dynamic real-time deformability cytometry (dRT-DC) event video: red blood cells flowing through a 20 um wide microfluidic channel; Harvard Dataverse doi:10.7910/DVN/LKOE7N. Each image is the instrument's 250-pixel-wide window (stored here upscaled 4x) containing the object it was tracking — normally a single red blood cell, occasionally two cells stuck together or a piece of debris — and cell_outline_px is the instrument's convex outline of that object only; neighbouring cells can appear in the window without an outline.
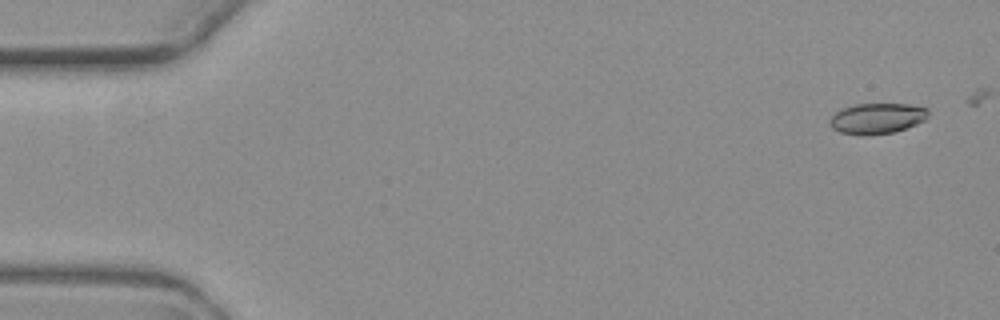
{"species": "common noctule bat (a hibernating species)", "species_latin": "Nyctalus noctula", "temperature_condition": "warm", "stored_images_in_passage": 7, "camera_frame_rate_fps": 3000, "um_per_image_px": 0.085, "animal": {"sex": "female", "body_mass_g": 19.3, "forearm_length_mm": 54.1}, "frame": {"image": 1, "passage_image": 1, "time_ms": 0.0, "image_size_px": [1000, 320], "cell_outline_px": [[928, 116], [924, 120], [916, 124], [892, 132], [860, 136], [840, 132], [832, 128], [828, 124], [828, 120], [840, 108], [852, 104], [908, 104], [928, 108]], "centroid_in_image_um": [74.49, 10.06], "position_along_channel_um": 10.5, "area_um2": 17.69}}
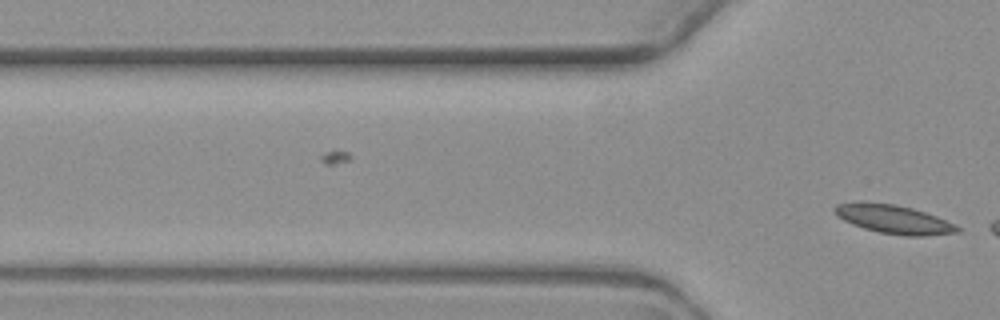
{"frame": {"image": 2, "passage_image": 7, "time_ms": 7.667, "image_size_px": [1000, 320], "cell_outline_px": [[960, 232], [920, 236], [904, 236], [880, 232], [864, 228], [852, 224], [836, 216], [832, 208], [836, 204], [856, 200], [864, 200], [896, 204], [912, 208], [936, 216], [956, 224], [960, 228]], "centroid_in_image_um": [75.9, 18.6], "position_along_channel_um": 49.9, "area_um2": 20.92}}